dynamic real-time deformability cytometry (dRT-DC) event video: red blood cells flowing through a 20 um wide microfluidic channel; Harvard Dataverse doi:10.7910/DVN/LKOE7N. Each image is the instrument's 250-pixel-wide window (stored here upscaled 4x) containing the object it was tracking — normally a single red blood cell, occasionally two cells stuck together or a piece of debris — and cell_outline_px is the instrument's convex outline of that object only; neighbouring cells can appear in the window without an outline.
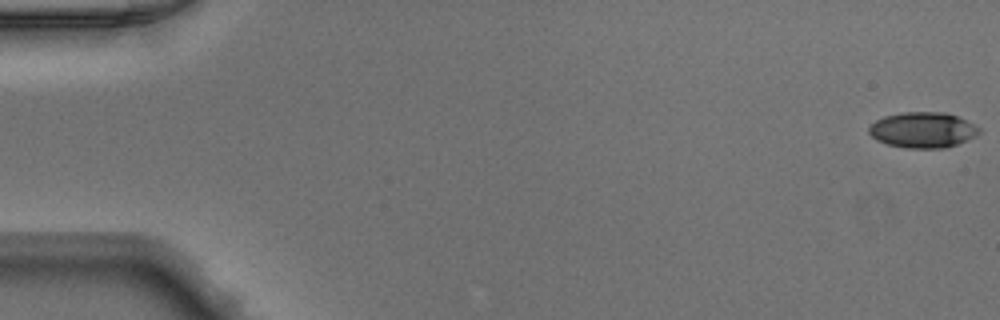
{"species": "Egyptian fruit bat (a non-hibernating species)", "species_latin": "Rousettus aegyptiacus", "temperature_condition": "warm", "stored_images_in_passage": 47, "camera_frame_rate_fps": 3000, "um_per_image_px": 0.085, "animal": {"sex": "male"}, "frame": {"image": 1, "passage_image": 1, "time_ms": 0.0, "image_size_px": [1000, 320], "cell_outline_px": [[980, 132], [976, 136], [956, 144], [944, 148], [908, 148], [888, 144], [876, 140], [868, 132], [868, 128], [876, 120], [884, 116], [900, 112], [948, 112], [980, 128]], "centroid_in_image_um": [78.41, 11.04], "position_along_channel_um": 6.6, "area_um2": 22.77}}
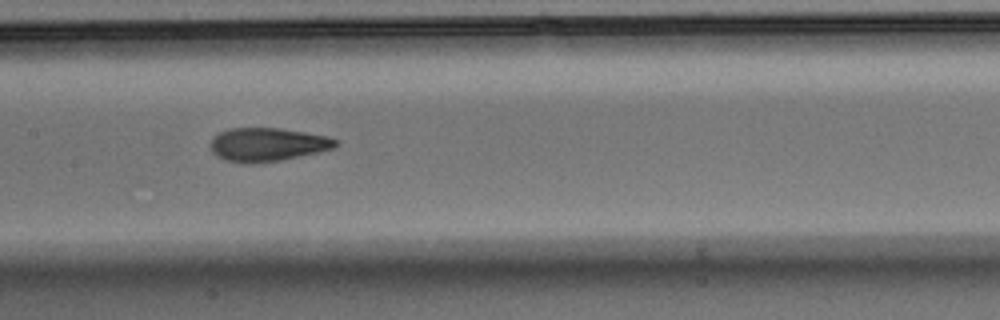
{"frame": {"image": 2, "passage_image": 25, "time_ms": 8.0, "image_size_px": [1000, 320], "cell_outline_px": [[340, 144], [332, 148], [316, 152], [280, 160], [252, 164], [244, 164], [224, 160], [212, 152], [212, 136], [228, 128], [280, 128], [328, 136], [336, 140]], "centroid_in_image_um": [22.7, 12.28], "position_along_channel_um": 184.7, "area_um2": 24.33}}
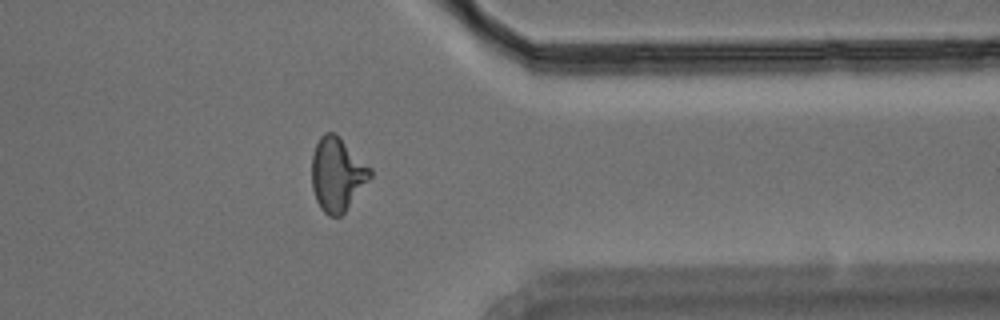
{"frame": {"image": 3, "passage_image": 40, "time_ms": 13.0, "image_size_px": [1000, 320], "cell_outline_px": [[372, 176], [344, 212], [340, 216], [328, 216], [320, 208], [316, 200], [312, 188], [312, 152], [320, 136], [324, 132], [336, 132], [372, 168]], "centroid_in_image_um": [28.66, 14.78], "position_along_channel_um": 382.7, "area_um2": 25.26}}